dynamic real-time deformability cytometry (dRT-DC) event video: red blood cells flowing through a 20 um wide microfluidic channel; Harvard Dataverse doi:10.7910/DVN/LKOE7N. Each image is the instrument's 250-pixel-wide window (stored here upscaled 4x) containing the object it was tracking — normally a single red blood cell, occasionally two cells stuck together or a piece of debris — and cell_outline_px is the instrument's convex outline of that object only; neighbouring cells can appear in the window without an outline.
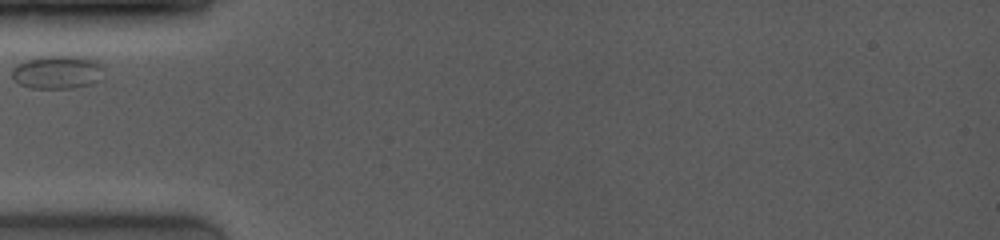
{"species": "common noctule bat (a hibernating species)", "species_latin": "Nyctalus noctula", "temperature_condition": "room temperature", "stored_images_in_passage": 30, "camera_frame_rate_fps": 4000, "um_per_image_px": 0.085, "animal": {"sex": "female", "body_mass_g": 19.0, "forearm_length_mm": 53.3}, "frame": {"image": 1, "passage_image": 1, "time_ms": 0.0, "image_size_px": [1000, 240], "cell_outline_px": [[100, 80], [92, 84], [72, 88], [32, 88], [20, 84], [12, 76], [12, 68], [16, 64], [28, 60], [44, 56], [84, 56], [96, 60], [100, 64]], "centroid_in_image_um": [4.87, 6.13], "position_along_channel_um": 80.1, "area_um2": 17.69}}
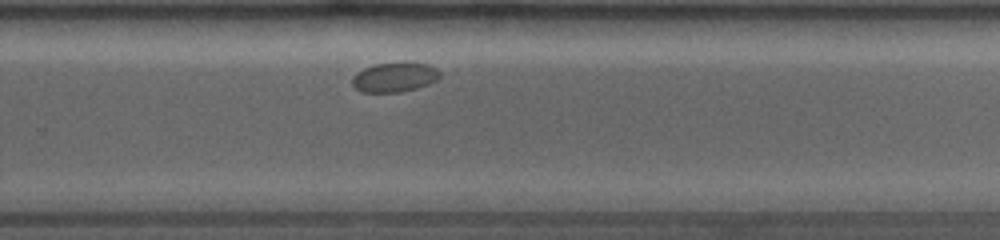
{"frame": {"image": 2, "passage_image": 24, "time_ms": 6.25, "image_size_px": [1000, 240], "cell_outline_px": [[440, 76], [436, 80], [428, 84], [416, 88], [400, 92], [360, 92], [352, 84], [352, 76], [356, 72], [364, 68], [376, 64], [428, 64], [436, 68], [440, 72]], "centroid_in_image_um": [33.5, 6.59], "position_along_channel_um": 296.3, "area_um2": 14.74}}
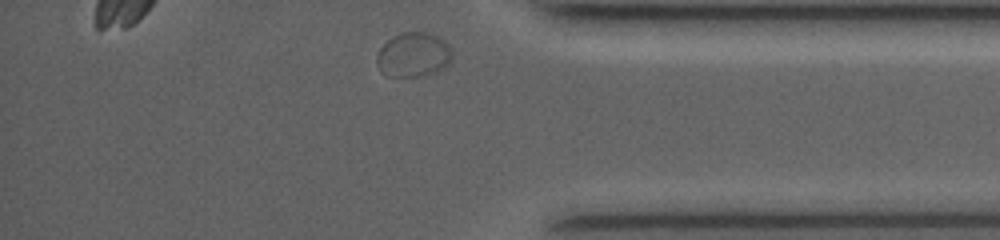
{"frame": {"image": 3, "passage_image": 30, "time_ms": 9.25, "image_size_px": [1000, 240], "cell_outline_px": [[452, 60], [448, 64], [432, 72], [416, 76], [388, 76], [380, 72], [376, 64], [376, 56], [380, 48], [392, 36], [400, 32], [428, 32], [440, 36], [448, 44], [452, 52]], "centroid_in_image_um": [35.12, 4.62], "position_along_channel_um": 400.1, "area_um2": 19.59}}